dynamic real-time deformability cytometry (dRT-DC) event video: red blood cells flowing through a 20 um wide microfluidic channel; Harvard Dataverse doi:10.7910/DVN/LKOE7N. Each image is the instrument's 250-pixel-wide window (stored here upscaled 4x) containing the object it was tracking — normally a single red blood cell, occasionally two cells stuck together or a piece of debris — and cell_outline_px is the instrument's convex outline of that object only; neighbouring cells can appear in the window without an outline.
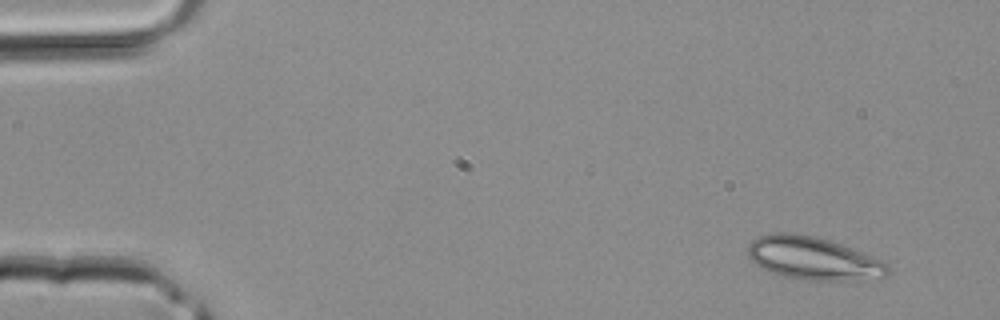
{"species": "common noctule bat (a hibernating species)", "species_latin": "Nyctalus noctula", "temperature_condition": "room temperature", "stored_images_in_passage": 12, "camera_frame_rate_fps": 3000, "um_per_image_px": 0.085, "animal": {"sex": "male", "body_mass_g": 20.4}, "frame": {"image": 1, "passage_image": 1, "time_ms": 0.0, "image_size_px": [1000, 320], "cell_outline_px": [[888, 276], [880, 280], [808, 280], [784, 276], [768, 272], [756, 264], [748, 256], [748, 244], [752, 240], [760, 236], [772, 232], [792, 232], [816, 236], [840, 244], [884, 260], [888, 264]], "centroid_in_image_um": [69.16, 21.97], "position_along_channel_um": 15.8, "area_um2": 35.43}}